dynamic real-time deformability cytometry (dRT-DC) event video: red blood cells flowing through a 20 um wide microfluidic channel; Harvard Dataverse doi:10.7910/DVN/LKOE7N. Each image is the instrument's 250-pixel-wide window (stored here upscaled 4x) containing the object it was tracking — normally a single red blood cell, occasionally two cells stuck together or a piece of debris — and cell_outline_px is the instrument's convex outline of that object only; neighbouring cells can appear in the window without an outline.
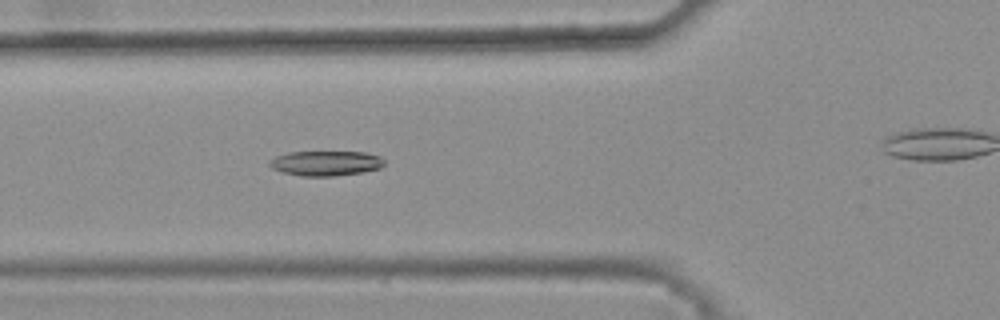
{"species": "common noctule bat (a hibernating species)", "species_latin": "Nyctalus noctula", "temperature_condition": "warm", "stored_images_in_passage": 43, "camera_frame_rate_fps": 3000, "um_per_image_px": 0.085, "animal": {"sex": "female", "body_mass_g": 25.1}, "frame": {"image": 1, "passage_image": 15, "time_ms": 4.667, "image_size_px": [1000, 320], "cell_outline_px": [[384, 164], [380, 168], [364, 172], [332, 176], [300, 176], [284, 172], [272, 168], [268, 164], [268, 160], [276, 156], [288, 152], [364, 152], [380, 156], [384, 160]], "centroid_in_image_um": [27.68, 13.87], "position_along_channel_um": 98.1, "area_um2": 16.7}}
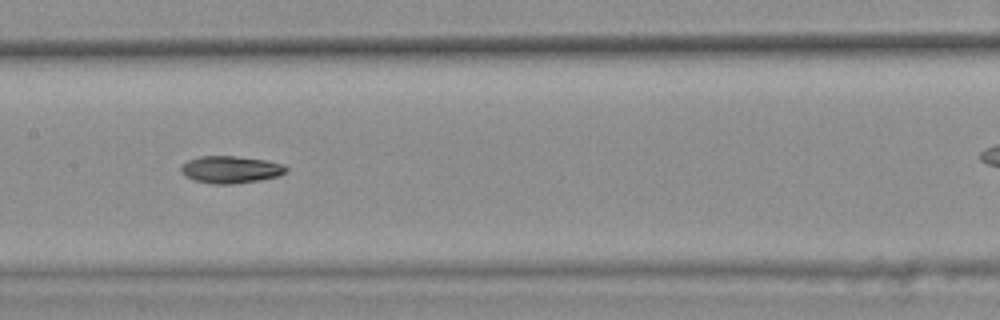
{"frame": {"image": 2, "passage_image": 22, "time_ms": 7.0, "image_size_px": [1000, 320], "cell_outline_px": [[288, 168], [280, 176], [232, 184], [212, 184], [192, 180], [184, 176], [180, 172], [180, 168], [188, 160], [200, 156], [236, 156], [268, 160], [284, 164]], "centroid_in_image_um": [19.59, 14.41], "position_along_channel_um": 187.8, "area_um2": 16.76}}
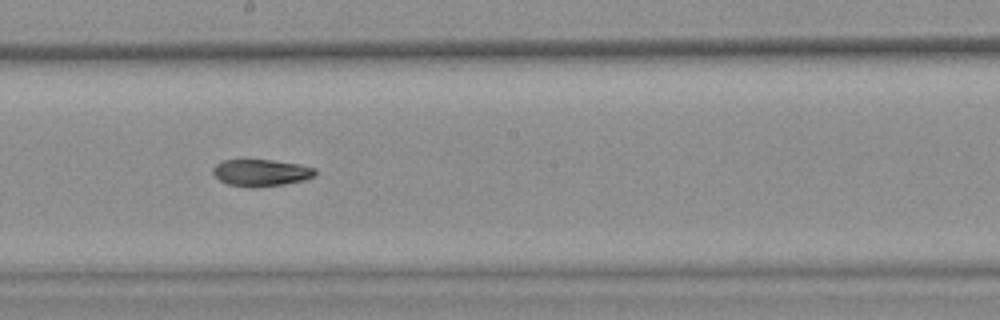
{"frame": {"image": 3, "passage_image": 25, "time_ms": 8.0, "image_size_px": [1000, 320], "cell_outline_px": [[316, 172], [312, 176], [304, 180], [284, 184], [256, 188], [248, 188], [228, 184], [220, 180], [212, 172], [212, 168], [216, 164], [224, 160], [272, 160], [300, 164], [316, 168]], "centroid_in_image_um": [22.18, 14.69], "position_along_channel_um": 226.0, "area_um2": 16.07}, "authors_computed_cell_mechanics": {"area_um2": 16.8198, "velocity_mm_per_s": 3.8345, "shape_relaxation_time_tau1_ms": null, "shape_relaxation_time_tau2_ms": 5.4936, "deformation_change_tau1": null, "deformation_change_tau2": 0.1129}}